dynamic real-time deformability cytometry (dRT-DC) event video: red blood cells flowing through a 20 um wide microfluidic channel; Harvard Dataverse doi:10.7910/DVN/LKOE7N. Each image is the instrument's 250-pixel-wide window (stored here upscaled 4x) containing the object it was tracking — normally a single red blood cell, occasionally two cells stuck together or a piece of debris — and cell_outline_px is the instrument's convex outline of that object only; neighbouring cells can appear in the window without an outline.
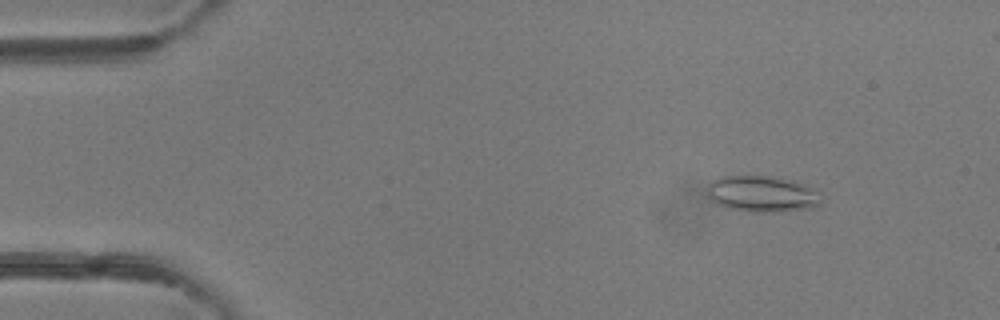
{"species": "common noctule bat (a hibernating species)", "species_latin": "Nyctalus noctula", "temperature_condition": "room temperature", "stored_images_in_passage": 49, "camera_frame_rate_fps": 3000, "um_per_image_px": 0.085, "animal": {"sex": "female"}, "frame": {"image": 1, "passage_image": 6, "time_ms": 1.667, "image_size_px": [1000, 320], "cell_outline_px": [[820, 204], [812, 208], [776, 212], [748, 212], [724, 208], [712, 200], [708, 196], [708, 184], [712, 180], [720, 176], [772, 176], [792, 180], [804, 184], [820, 192]], "centroid_in_image_um": [64.77, 16.49], "position_along_channel_um": 20.2, "area_um2": 24.33}}
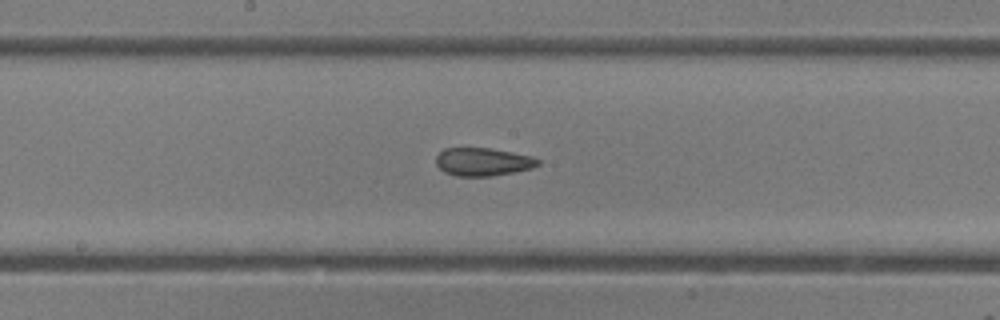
{"frame": {"image": 2, "passage_image": 26, "time_ms": 8.333, "image_size_px": [1000, 320], "cell_outline_px": [[540, 164], [532, 168], [492, 176], [456, 176], [444, 172], [436, 164], [436, 156], [444, 148], [488, 148], [512, 152], [532, 156], [540, 160]], "centroid_in_image_um": [41.04, 13.75], "position_along_channel_um": 207.2, "area_um2": 16.65}}
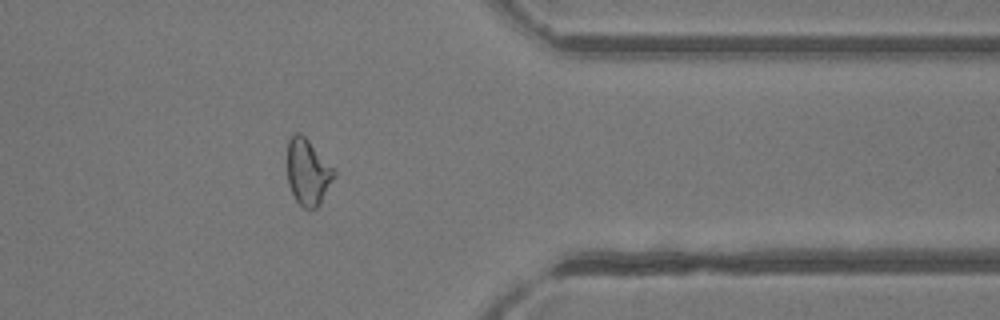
{"frame": {"image": 3, "passage_image": 40, "time_ms": 13.0, "image_size_px": [1000, 320], "cell_outline_px": [[336, 176], [320, 204], [316, 208], [304, 208], [296, 200], [288, 184], [288, 140], [292, 132], [300, 132], [308, 140], [336, 172]], "centroid_in_image_um": [26.16, 14.62], "position_along_channel_um": 385.2, "area_um2": 17.86}, "authors_computed_cell_mechanics": {"area_um2": 18.6694, "velocity_mm_per_s": 4.1391, "shape_relaxation_time_tau1_ms": 6.685, "shape_relaxation_time_tau2_ms": 1.5743, "deformation_change_tau1": 0.1704, "deformation_change_tau2": 0.0986}}